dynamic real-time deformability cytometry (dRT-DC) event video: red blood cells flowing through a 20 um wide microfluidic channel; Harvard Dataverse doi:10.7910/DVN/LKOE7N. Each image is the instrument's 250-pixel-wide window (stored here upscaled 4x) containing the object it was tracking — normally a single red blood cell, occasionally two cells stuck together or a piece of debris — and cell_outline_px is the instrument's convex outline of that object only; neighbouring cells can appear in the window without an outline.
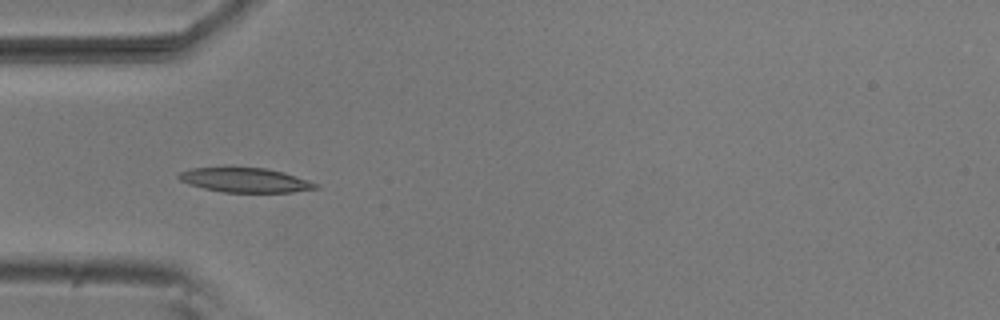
{"species": "common noctule bat (a hibernating species)", "species_latin": "Nyctalus noctula", "temperature_condition": "room temperature", "stored_images_in_passage": 14, "camera_frame_rate_fps": 3000, "um_per_image_px": 0.085, "animal": {"sex": "male", "body_mass_g": 20.5, "forearm_length_mm": 52.5}, "frame": {"image": 1, "passage_image": 4, "time_ms": 1.0, "image_size_px": [1000, 320], "cell_outline_px": [[320, 188], [292, 192], [224, 192], [204, 188], [188, 184], [180, 180], [176, 176], [180, 172], [192, 168], [264, 168], [284, 172], [320, 184]], "centroid_in_image_um": [20.87, 15.32], "position_along_channel_um": 64.1, "area_um2": 19.36}}
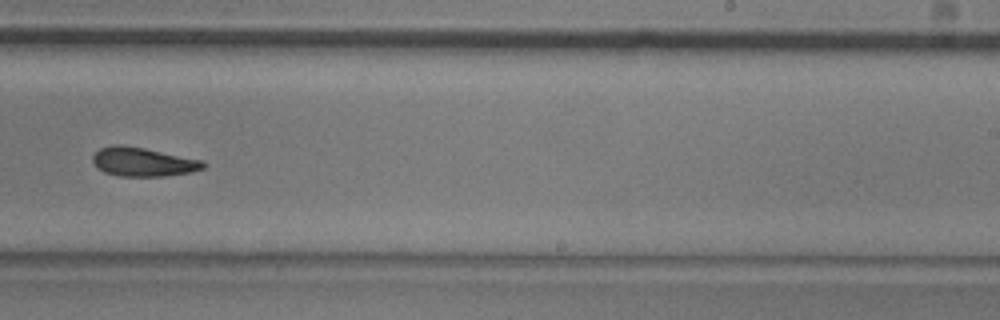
{"frame": {"image": 2, "passage_image": 9, "time_ms": 2.667, "image_size_px": [1000, 320], "cell_outline_px": [[208, 164], [204, 168], [192, 172], [164, 176], [120, 176], [104, 172], [92, 160], [92, 156], [100, 148], [112, 144], [124, 144], [204, 160]], "centroid_in_image_um": [12.2, 13.75], "position_along_channel_um": 276.8, "area_um2": 18.73}}
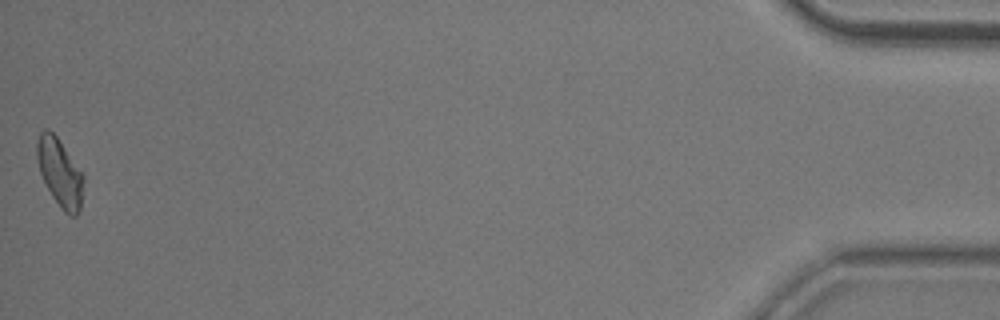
{"frame": {"image": 3, "passage_image": 14, "time_ms": 4.333, "image_size_px": [1000, 320], "cell_outline_px": [[84, 180], [80, 208], [76, 216], [68, 216], [64, 212], [52, 196], [40, 172], [36, 156], [36, 144], [40, 132], [44, 128], [48, 128], [56, 136], [84, 172]], "centroid_in_image_um": [5.1, 14.65], "position_along_channel_um": 430.1, "area_um2": 18.55}}